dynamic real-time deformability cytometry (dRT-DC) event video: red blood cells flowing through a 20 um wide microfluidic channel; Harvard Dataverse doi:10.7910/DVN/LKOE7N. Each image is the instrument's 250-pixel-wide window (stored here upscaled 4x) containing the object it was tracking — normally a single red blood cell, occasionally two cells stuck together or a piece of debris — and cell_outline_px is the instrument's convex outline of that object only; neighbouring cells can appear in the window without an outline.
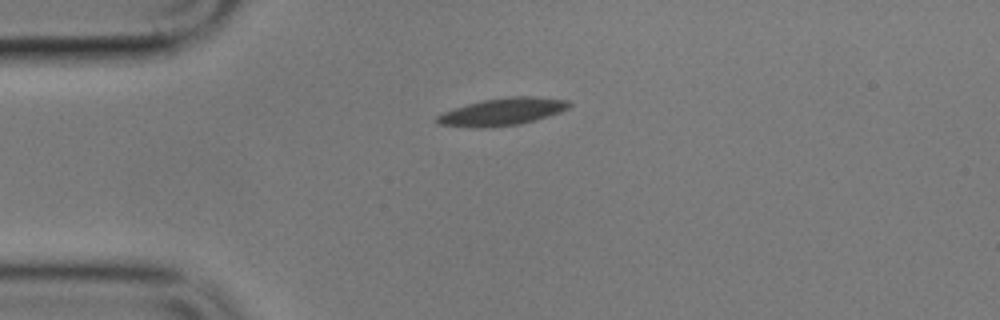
{"species": "common noctule bat (a hibernating species)", "species_latin": "Nyctalus noctula", "temperature_condition": "cold", "stored_images_in_passage": 3, "camera_frame_rate_fps": 3000, "um_per_image_px": 0.085, "animal": {"sex": "male", "body_mass_g": 17.9}, "frame": {"image": 1, "passage_image": 1, "time_ms": 0.0, "image_size_px": [1000, 320], "cell_outline_px": [[572, 104], [568, 108], [560, 112], [548, 116], [520, 124], [472, 128], [440, 124], [432, 120], [436, 116], [444, 112], [468, 104], [484, 100], [508, 96], [532, 96], [568, 100]], "centroid_in_image_um": [42.7, 9.49], "position_along_channel_um": 42.3, "area_um2": 20.87}}
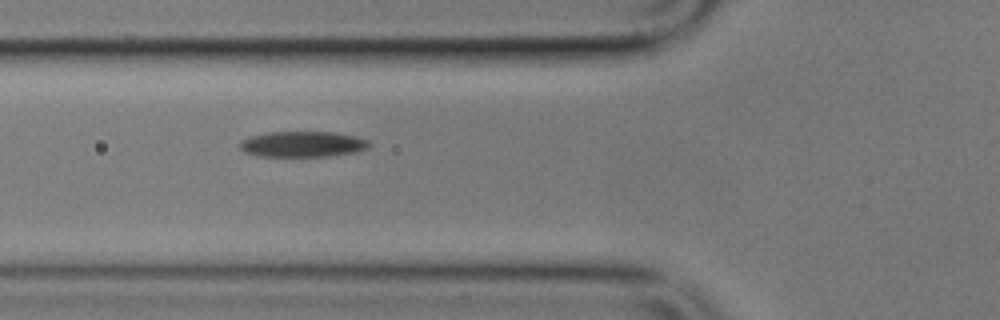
{"frame": {"image": 2, "passage_image": 3, "time_ms": 2.333, "image_size_px": [1000, 320], "cell_outline_px": [[372, 144], [368, 148], [356, 152], [328, 156], [256, 156], [244, 152], [240, 148], [240, 140], [252, 136], [268, 132], [332, 132], [356, 136], [368, 140]], "centroid_in_image_um": [25.73, 12.25], "position_along_channel_um": 100.1, "area_um2": 19.42}}